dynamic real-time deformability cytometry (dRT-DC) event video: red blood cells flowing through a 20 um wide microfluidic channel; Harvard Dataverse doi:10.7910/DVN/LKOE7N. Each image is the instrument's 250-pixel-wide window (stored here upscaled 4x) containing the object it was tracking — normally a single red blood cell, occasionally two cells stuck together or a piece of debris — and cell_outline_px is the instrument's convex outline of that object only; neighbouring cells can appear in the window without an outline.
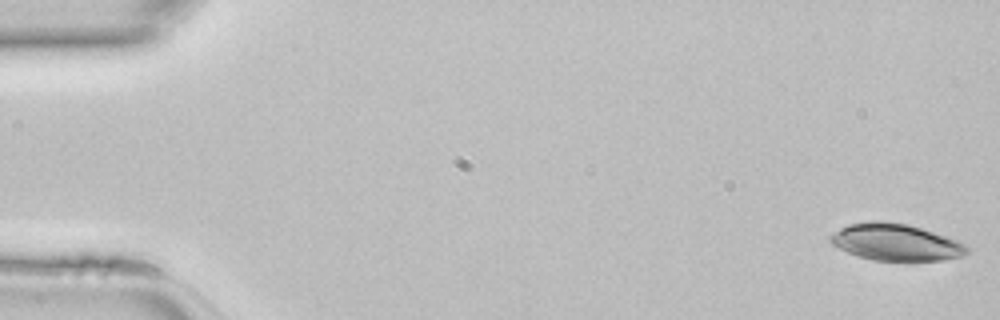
{"species": "common noctule bat (a hibernating species)", "species_latin": "Nyctalus noctula", "temperature_condition": "room temperature", "stored_images_in_passage": 46, "camera_frame_rate_fps": 3000, "um_per_image_px": 0.085, "animal": {"sex": "female", "body_mass_g": 22.7, "forearm_length_mm": 54.2}, "frame": {"image": 1, "passage_image": 1, "time_ms": 0.0, "image_size_px": [1000, 320], "cell_outline_px": [[972, 248], [964, 256], [940, 260], [904, 264], [872, 260], [856, 256], [832, 244], [828, 240], [840, 228], [848, 224], [872, 220], [884, 220], [908, 224], [956, 240]], "centroid_in_image_um": [76.17, 20.63], "position_along_channel_um": 8.8, "area_um2": 30.11}}
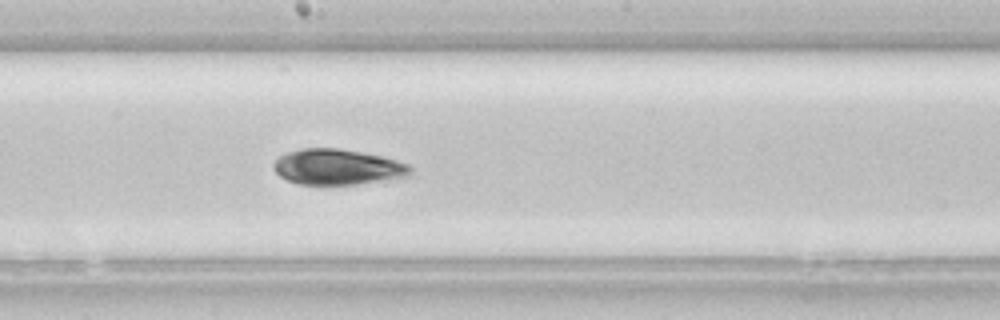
{"frame": {"image": 2, "passage_image": 25, "time_ms": 8.0, "image_size_px": [1000, 320], "cell_outline_px": [[412, 176], [356, 184], [296, 184], [280, 176], [272, 168], [272, 164], [284, 152], [304, 148], [340, 148], [380, 156], [396, 160], [408, 164], [412, 168]], "centroid_in_image_um": [28.68, 14.19], "position_along_channel_um": 219.5, "area_um2": 28.44}}
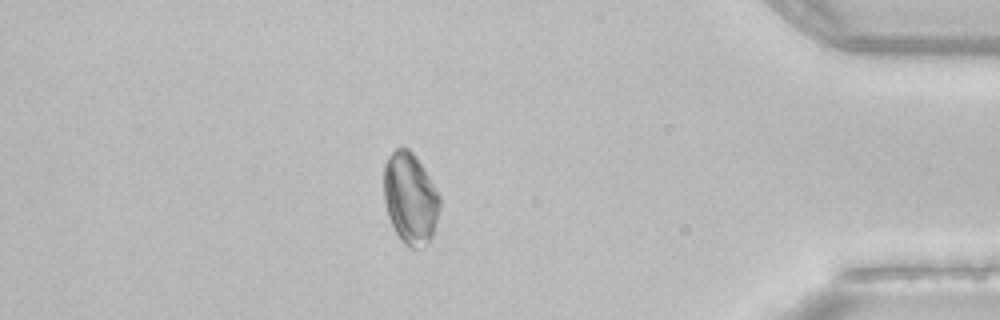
{"frame": {"image": 3, "passage_image": 40, "time_ms": 13.0, "image_size_px": [1000, 320], "cell_outline_px": [[440, 208], [436, 224], [432, 236], [428, 244], [416, 248], [408, 248], [400, 240], [388, 216], [384, 200], [384, 164], [388, 156], [400, 144], [408, 148], [416, 156], [424, 168], [436, 188], [440, 196]], "centroid_in_image_um": [34.87, 16.84], "position_along_channel_um": 400.3, "area_um2": 30.17}}